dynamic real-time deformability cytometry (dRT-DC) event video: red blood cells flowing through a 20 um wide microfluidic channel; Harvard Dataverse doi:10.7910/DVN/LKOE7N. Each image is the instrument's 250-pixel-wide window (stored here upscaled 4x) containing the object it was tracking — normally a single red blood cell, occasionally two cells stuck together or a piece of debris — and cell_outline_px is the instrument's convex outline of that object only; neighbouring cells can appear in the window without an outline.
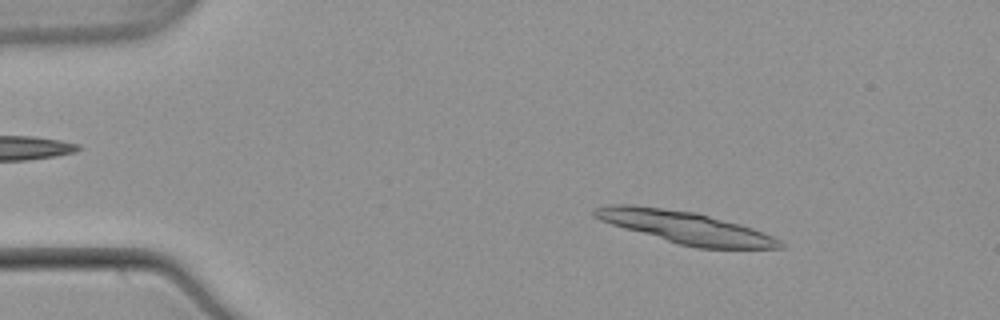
{"species": "common noctule bat (a hibernating species)", "species_latin": "Nyctalus noctula", "temperature_condition": "warm", "stored_images_in_passage": 19, "camera_frame_rate_fps": 3000, "um_per_image_px": 0.085, "animal": {"sex": "male", "body_mass_g": 21.5, "forearm_length_mm": 52.0}, "frame": {"image": 1, "passage_image": 4, "time_ms": 1.0, "image_size_px": [1000, 320], "cell_outline_px": [[784, 248], [696, 248], [680, 244], [624, 228], [600, 220], [592, 216], [592, 208], [608, 204], [632, 204], [696, 212], [740, 224], [752, 228], [772, 236], [780, 240], [784, 244]], "centroid_in_image_um": [58.22, 19.31], "position_along_channel_um": 26.8, "area_um2": 34.51}}